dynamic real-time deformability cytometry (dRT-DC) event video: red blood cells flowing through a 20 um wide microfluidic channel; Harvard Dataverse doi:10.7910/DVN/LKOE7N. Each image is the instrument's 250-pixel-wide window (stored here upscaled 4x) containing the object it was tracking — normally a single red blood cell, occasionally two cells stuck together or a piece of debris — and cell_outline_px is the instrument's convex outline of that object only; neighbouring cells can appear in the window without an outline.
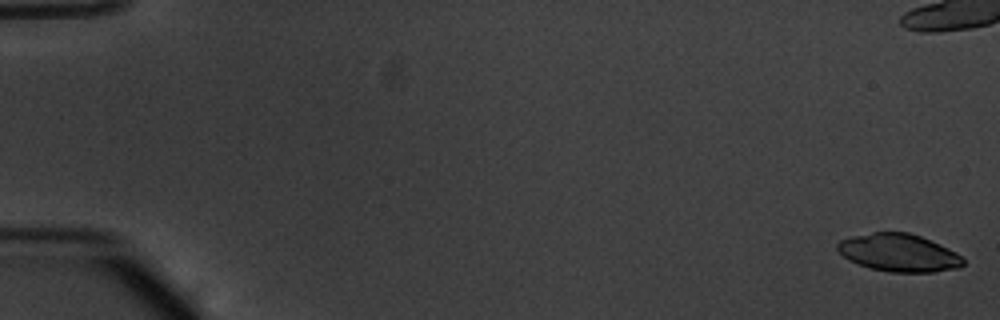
{"species": "common noctule bat (a hibernating species)", "species_latin": "Nyctalus noctula", "temperature_condition": "warm", "stored_images_in_passage": 55, "camera_frame_rate_fps": 3000, "um_per_image_px": 0.085, "animal": {"sex": "male", "body_mass_g": 20.1, "forearm_length_mm": 53.5}, "frame": {"image": 1, "passage_image": 1, "time_ms": 0.0, "image_size_px": [1000, 320], "cell_outline_px": [[964, 264], [960, 268], [936, 272], [892, 272], [868, 268], [848, 260], [836, 248], [836, 244], [840, 240], [852, 236], [872, 232], [908, 232], [920, 236], [940, 244], [956, 252], [964, 260]], "centroid_in_image_um": [76.4, 21.49], "position_along_channel_um": 8.6, "area_um2": 27.74}}